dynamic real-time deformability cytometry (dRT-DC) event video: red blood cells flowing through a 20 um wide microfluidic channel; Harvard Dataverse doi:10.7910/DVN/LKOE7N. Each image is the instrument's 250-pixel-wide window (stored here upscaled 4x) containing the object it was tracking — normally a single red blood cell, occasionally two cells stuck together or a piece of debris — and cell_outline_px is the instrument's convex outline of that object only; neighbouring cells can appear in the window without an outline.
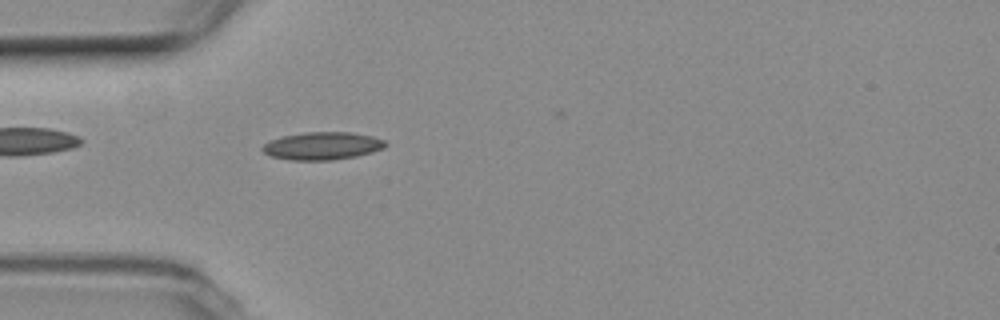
{"species": "common noctule bat (a hibernating species)", "species_latin": "Nyctalus noctula", "temperature_condition": "room temperature", "stored_images_in_passage": 53, "camera_frame_rate_fps": 3000, "um_per_image_px": 0.085, "animal": {"sex": "female", "body_mass_g": 19.3, "forearm_length_mm": 54.1}, "frame": {"image": 1, "passage_image": 15, "time_ms": 4.667, "image_size_px": [1000, 320], "cell_outline_px": [[388, 144], [384, 148], [372, 152], [356, 156], [332, 160], [288, 160], [272, 156], [264, 152], [260, 148], [264, 144], [272, 140], [284, 136], [304, 132], [352, 132], [372, 136], [384, 140]], "centroid_in_image_um": [27.42, 12.4], "position_along_channel_um": 57.6, "area_um2": 19.83}}
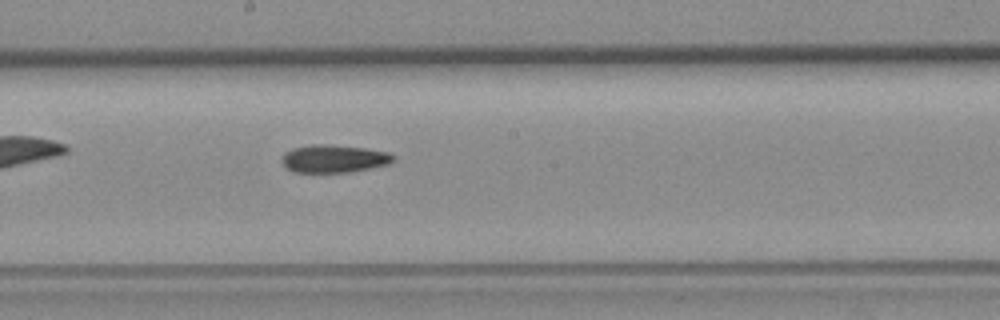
{"frame": {"image": 2, "passage_image": 28, "time_ms": 9.0, "image_size_px": [1000, 320], "cell_outline_px": [[396, 160], [388, 164], [348, 172], [292, 172], [280, 160], [284, 152], [292, 148], [312, 144], [324, 144], [364, 148], [388, 152], [396, 156]], "centroid_in_image_um": [28.37, 13.48], "position_along_channel_um": 219.8, "area_um2": 18.03}}
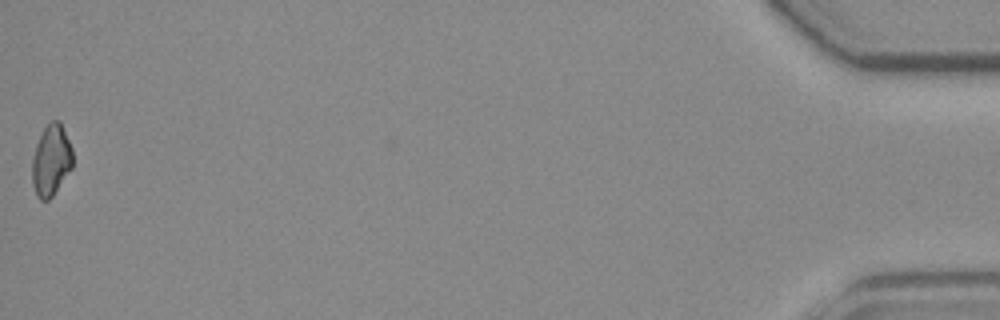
{"frame": {"image": 3, "passage_image": 53, "time_ms": 17.333, "image_size_px": [1000, 320], "cell_outline_px": [[72, 168], [52, 196], [48, 200], [40, 200], [36, 196], [32, 184], [32, 160], [36, 144], [44, 128], [52, 120], [60, 120], [72, 148]], "centroid_in_image_um": [4.34, 13.63], "position_along_channel_um": 430.9, "area_um2": 16.82}}